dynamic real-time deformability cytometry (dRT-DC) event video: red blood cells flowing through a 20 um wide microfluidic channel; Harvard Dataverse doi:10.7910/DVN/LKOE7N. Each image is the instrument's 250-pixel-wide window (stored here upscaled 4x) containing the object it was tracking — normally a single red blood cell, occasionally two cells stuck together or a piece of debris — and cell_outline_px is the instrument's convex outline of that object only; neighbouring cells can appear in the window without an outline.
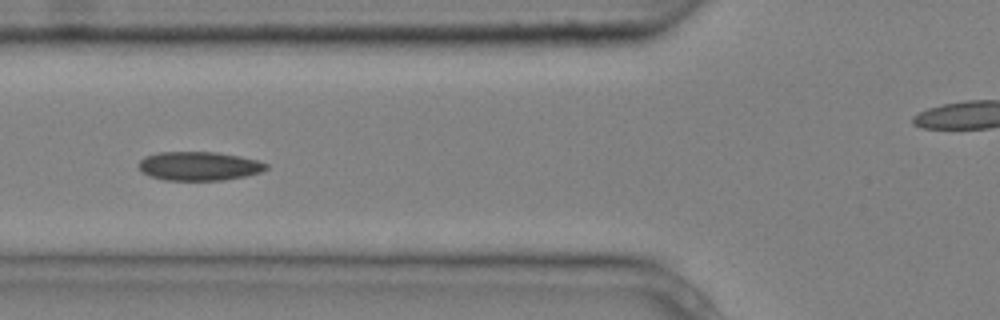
{"species": "common noctule bat (a hibernating species)", "species_latin": "Nyctalus noctula", "temperature_condition": "cold", "stored_images_in_passage": 7, "camera_frame_rate_fps": 3000, "um_per_image_px": 0.085, "animal": {"sex": "male", "body_mass_g": 20.4}, "frame": {"image": 1, "passage_image": 6, "time_ms": 1.667, "image_size_px": [1000, 320], "cell_outline_px": [[268, 168], [260, 172], [244, 176], [224, 180], [164, 180], [148, 176], [140, 168], [140, 160], [144, 156], [156, 152], [216, 152], [240, 156], [256, 160], [268, 164]], "centroid_in_image_um": [16.9, 14.11], "position_along_channel_um": 108.9, "area_um2": 21.39}}